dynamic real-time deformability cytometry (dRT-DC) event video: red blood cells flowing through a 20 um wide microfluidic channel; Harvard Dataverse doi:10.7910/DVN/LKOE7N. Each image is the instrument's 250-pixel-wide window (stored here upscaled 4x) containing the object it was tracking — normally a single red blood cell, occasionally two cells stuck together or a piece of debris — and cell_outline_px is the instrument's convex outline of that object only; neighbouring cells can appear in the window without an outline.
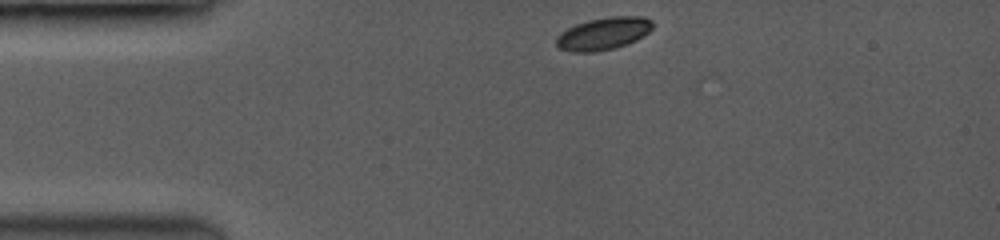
{"species": "common noctule bat (a hibernating species)", "species_latin": "Nyctalus noctula", "temperature_condition": "room temperature", "stored_images_in_passage": 11, "camera_frame_rate_fps": 3500, "um_per_image_px": 0.085, "animal": {"sex": "female", "body_mass_g": 19.0, "forearm_length_mm": 53.3}, "frame": {"image": 1, "passage_image": 1, "time_ms": 0.0, "image_size_px": [1000, 240], "cell_outline_px": [[652, 28], [648, 32], [624, 44], [612, 48], [588, 52], [572, 52], [560, 48], [556, 44], [556, 40], [560, 32], [576, 24], [588, 20], [612, 16], [644, 16], [652, 20]], "centroid_in_image_um": [51.26, 2.83], "position_along_channel_um": 33.7, "area_um2": 17.74}}
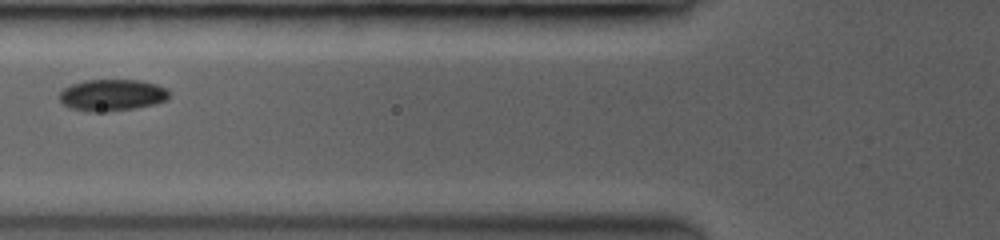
{"frame": {"image": 2, "passage_image": 7, "time_ms": 3.143, "image_size_px": [1000, 240], "cell_outline_px": [[168, 96], [164, 100], [152, 104], [132, 108], [92, 112], [72, 108], [64, 104], [60, 100], [60, 92], [64, 88], [72, 84], [84, 80], [140, 80], [156, 84], [164, 88], [168, 92]], "centroid_in_image_um": [9.48, 8.06], "position_along_channel_um": 116.3, "area_um2": 19.65}}
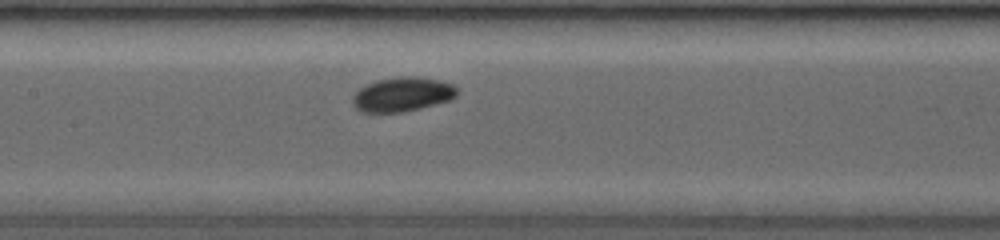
{"frame": {"image": 3, "passage_image": 11, "time_ms": 4.571, "image_size_px": [1000, 240], "cell_outline_px": [[456, 96], [448, 100], [400, 112], [364, 112], [356, 108], [352, 100], [356, 92], [360, 88], [376, 80], [400, 76], [412, 76], [440, 80], [452, 84], [456, 88]], "centroid_in_image_um": [34.18, 8.0], "position_along_channel_um": 173.2, "area_um2": 20.35}}